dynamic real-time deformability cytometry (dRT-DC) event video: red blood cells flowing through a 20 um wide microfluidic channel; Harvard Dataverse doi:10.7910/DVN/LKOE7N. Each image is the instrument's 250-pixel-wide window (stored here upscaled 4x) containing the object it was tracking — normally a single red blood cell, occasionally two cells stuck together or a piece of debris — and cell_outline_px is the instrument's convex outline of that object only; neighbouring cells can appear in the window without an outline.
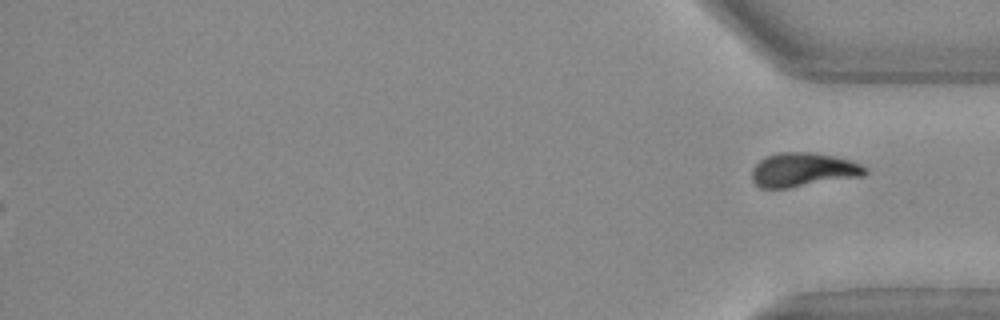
{"species": "Egyptian fruit bat (a non-hibernating species)", "species_latin": "Rousettus aegyptiacus", "temperature_condition": "warm", "stored_images_in_passage": 40, "segment_of_instrument_passage": [2, 2], "camera_frame_rate_fps": 3000, "um_per_image_px": 0.085, "animal": {"sex": "female"}, "frame": {"image": 1, "passage_image": 40, "time_ms": 13.0, "image_size_px": [1000, 320], "cell_outline_px": [[868, 172], [864, 176], [788, 188], [760, 188], [752, 180], [752, 168], [760, 160], [768, 156], [780, 152], [812, 152], [852, 160], [868, 168]], "centroid_in_image_um": [68.29, 14.44], "position_along_channel_um": 366.9, "area_um2": 22.48}}